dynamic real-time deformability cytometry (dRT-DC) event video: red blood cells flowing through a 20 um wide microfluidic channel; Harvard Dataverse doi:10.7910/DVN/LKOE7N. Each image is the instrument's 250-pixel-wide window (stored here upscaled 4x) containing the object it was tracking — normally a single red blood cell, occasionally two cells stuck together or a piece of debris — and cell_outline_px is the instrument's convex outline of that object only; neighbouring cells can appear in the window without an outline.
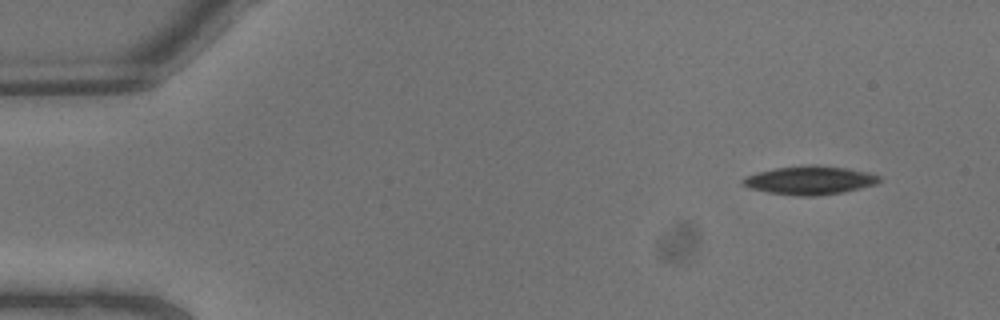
{"species": "common noctule bat (a hibernating species)", "species_latin": "Nyctalus noctula", "temperature_condition": "warm", "stored_images_in_passage": 8, "camera_frame_rate_fps": 3000, "um_per_image_px": 0.085, "animal": {"sex": "male", "body_mass_g": 13.3}, "frame": {"image": 1, "passage_image": 1, "time_ms": 0.0, "image_size_px": [1000, 320], "cell_outline_px": [[880, 180], [876, 184], [844, 192], [816, 196], [796, 196], [768, 192], [748, 188], [740, 184], [740, 180], [744, 176], [756, 172], [776, 168], [800, 164], [816, 164], [848, 168], [872, 172], [880, 176]], "centroid_in_image_um": [68.8, 15.3], "position_along_channel_um": 16.2, "area_um2": 23.29}}
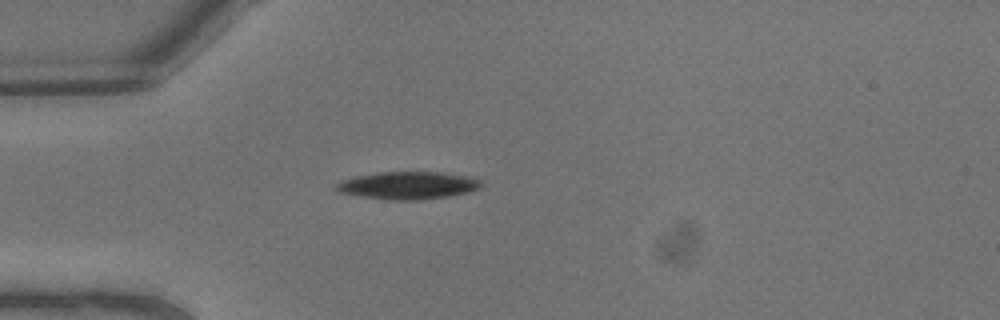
{"frame": {"image": 2, "passage_image": 5, "time_ms": 1.333, "image_size_px": [1000, 320], "cell_outline_px": [[484, 184], [480, 188], [468, 192], [448, 196], [416, 200], [396, 200], [364, 196], [340, 192], [336, 188], [336, 184], [344, 180], [356, 176], [376, 172], [440, 172], [468, 176], [480, 180]], "centroid_in_image_um": [34.74, 15.74], "position_along_channel_um": 50.3, "area_um2": 22.95}}
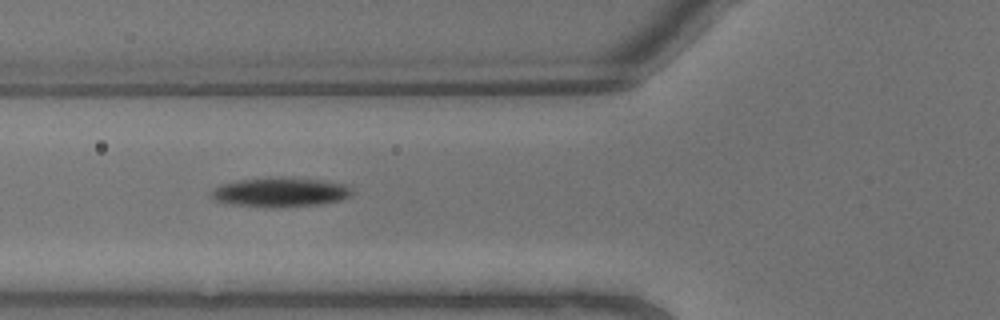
{"frame": {"image": 3, "passage_image": 7, "time_ms": 2.0, "image_size_px": [1000, 320], "cell_outline_px": [[352, 192], [348, 196], [340, 200], [320, 204], [276, 208], [272, 208], [232, 204], [216, 200], [208, 196], [208, 192], [212, 188], [220, 184], [240, 180], [320, 180], [344, 184], [352, 188]], "centroid_in_image_um": [23.76, 16.39], "position_along_channel_um": 102.0, "area_um2": 23.18}}